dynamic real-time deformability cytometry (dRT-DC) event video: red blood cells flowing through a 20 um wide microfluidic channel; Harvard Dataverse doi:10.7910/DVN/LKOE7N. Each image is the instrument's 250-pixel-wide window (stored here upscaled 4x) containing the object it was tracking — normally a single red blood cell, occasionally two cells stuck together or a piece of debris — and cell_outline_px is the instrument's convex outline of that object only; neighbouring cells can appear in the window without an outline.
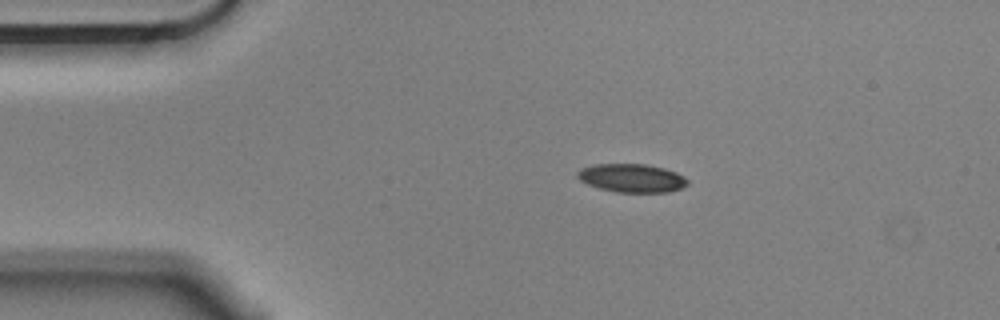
{"species": "Egyptian fruit bat (a non-hibernating species)", "species_latin": "Rousettus aegyptiacus", "temperature_condition": "cold", "stored_images_in_passage": 7, "camera_frame_rate_fps": 3000, "um_per_image_px": 0.085, "animal": {"sex": "male"}, "frame": {"image": 1, "passage_image": 2, "time_ms": 0.333, "image_size_px": [1000, 320], "cell_outline_px": [[688, 184], [680, 188], [668, 192], [616, 192], [600, 188], [588, 184], [580, 180], [576, 176], [576, 172], [584, 168], [596, 164], [644, 164], [664, 168], [676, 172], [684, 176], [688, 180]], "centroid_in_image_um": [53.71, 15.13], "position_along_channel_um": 31.3, "area_um2": 18.09}}
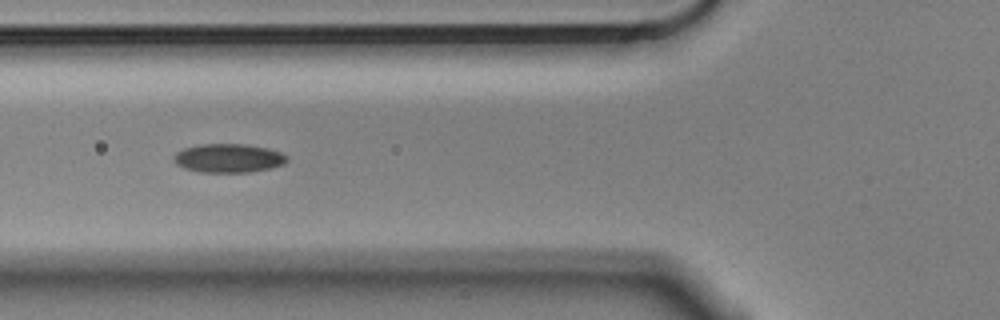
{"frame": {"image": 2, "passage_image": 5, "time_ms": 1.333, "image_size_px": [1000, 320], "cell_outline_px": [[288, 160], [284, 164], [272, 168], [248, 172], [200, 172], [184, 168], [176, 164], [172, 160], [172, 156], [176, 152], [184, 148], [200, 144], [244, 144], [268, 148], [280, 152], [288, 156]], "centroid_in_image_um": [19.41, 13.44], "position_along_channel_um": 106.4, "area_um2": 19.13}}
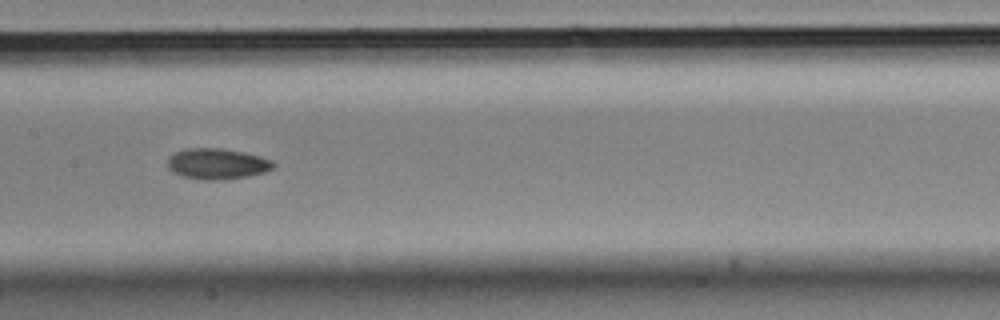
{"frame": {"image": 3, "passage_image": 7, "time_ms": 2.0, "image_size_px": [1000, 320], "cell_outline_px": [[276, 164], [272, 168], [264, 172], [248, 176], [212, 180], [204, 180], [180, 176], [172, 172], [168, 168], [168, 156], [176, 152], [188, 148], [220, 148], [244, 152], [260, 156], [272, 160]], "centroid_in_image_um": [18.43, 13.92], "position_along_channel_um": 189.0, "area_um2": 18.96}}